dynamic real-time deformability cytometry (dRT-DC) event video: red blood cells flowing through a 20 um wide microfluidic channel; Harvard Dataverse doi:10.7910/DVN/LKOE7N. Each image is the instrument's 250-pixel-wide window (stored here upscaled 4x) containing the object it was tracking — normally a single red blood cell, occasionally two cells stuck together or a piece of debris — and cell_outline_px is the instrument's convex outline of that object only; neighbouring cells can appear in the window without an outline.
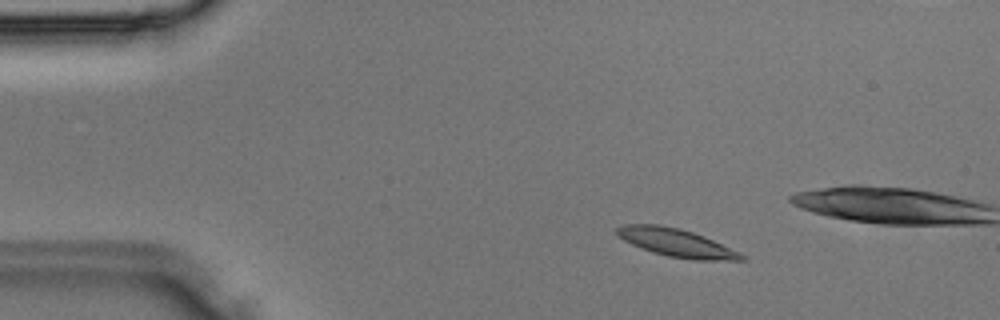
{"species": "Egyptian fruit bat (a non-hibernating species)", "species_latin": "Rousettus aegyptiacus", "temperature_condition": "room temperature", "stored_images_in_passage": 7, "camera_frame_rate_fps": 3000, "um_per_image_px": 0.085, "animal": {"sex": "male"}, "frame": {"image": 1, "passage_image": 2, "time_ms": 0.333, "image_size_px": [1000, 320], "cell_outline_px": [[744, 260], [692, 260], [668, 256], [652, 252], [632, 244], [616, 236], [616, 228], [624, 224], [660, 224], [680, 228], [704, 236], [740, 252], [744, 256]], "centroid_in_image_um": [57.46, 20.62], "position_along_channel_um": 27.5, "area_um2": 20.35}}